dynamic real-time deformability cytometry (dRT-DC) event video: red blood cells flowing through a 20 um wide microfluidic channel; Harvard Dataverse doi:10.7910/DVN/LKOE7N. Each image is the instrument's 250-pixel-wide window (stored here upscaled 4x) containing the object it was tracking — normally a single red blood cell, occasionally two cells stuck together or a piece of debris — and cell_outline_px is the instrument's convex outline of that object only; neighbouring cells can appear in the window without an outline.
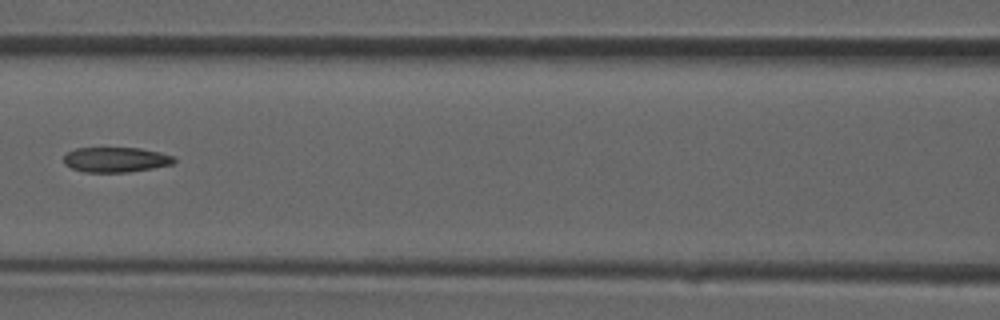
{"species": "common noctule bat (a hibernating species)", "species_latin": "Nyctalus noctula", "temperature_condition": "room temperature", "stored_images_in_passage": 36, "camera_frame_rate_fps": 3000, "um_per_image_px": 0.085, "animal": {"sex": "male", "forearm_length_mm": 52.5}, "frame": {"image": 1, "passage_image": 16, "time_ms": 5.0, "image_size_px": [1000, 320], "cell_outline_px": [[176, 160], [172, 164], [152, 168], [128, 172], [84, 172], [72, 168], [64, 164], [64, 156], [68, 152], [76, 148], [140, 148], [160, 152], [172, 156]], "centroid_in_image_um": [9.83, 13.57], "position_along_channel_um": 156.8, "area_um2": 16.01}}